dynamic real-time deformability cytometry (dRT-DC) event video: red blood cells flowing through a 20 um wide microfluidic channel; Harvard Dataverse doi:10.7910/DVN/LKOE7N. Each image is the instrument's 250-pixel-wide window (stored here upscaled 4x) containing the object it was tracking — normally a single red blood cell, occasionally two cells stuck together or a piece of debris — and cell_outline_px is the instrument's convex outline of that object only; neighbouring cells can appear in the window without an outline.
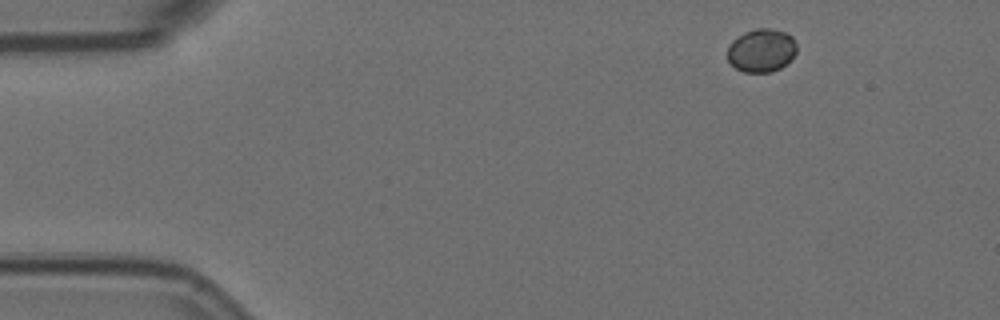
{"species": "Egyptian fruit bat (a non-hibernating species)", "species_latin": "Rousettus aegyptiacus", "temperature_condition": "room temperature", "stored_images_in_passage": 4, "camera_frame_rate_fps": 3000, "um_per_image_px": 0.085, "animal": {"sex": "female"}, "frame": {"image": 1, "passage_image": 1, "time_ms": 0.0, "image_size_px": [1000, 320], "cell_outline_px": [[796, 52], [792, 60], [780, 68], [772, 72], [744, 72], [736, 68], [728, 60], [728, 48], [732, 40], [744, 32], [756, 28], [768, 28], [784, 32], [792, 36], [796, 44]], "centroid_in_image_um": [64.74, 4.29], "position_along_channel_um": 20.3, "area_um2": 17.51}}
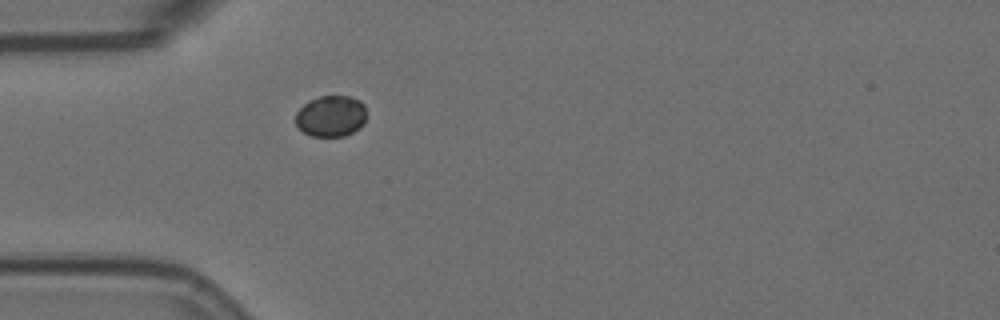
{"frame": {"image": 2, "passage_image": 4, "time_ms": 1.0, "image_size_px": [1000, 320], "cell_outline_px": [[364, 124], [360, 128], [344, 136], [312, 136], [296, 128], [296, 112], [308, 100], [320, 96], [352, 96], [360, 100], [364, 104]], "centroid_in_image_um": [28.11, 9.86], "position_along_channel_um": 56.9, "area_um2": 17.11}}